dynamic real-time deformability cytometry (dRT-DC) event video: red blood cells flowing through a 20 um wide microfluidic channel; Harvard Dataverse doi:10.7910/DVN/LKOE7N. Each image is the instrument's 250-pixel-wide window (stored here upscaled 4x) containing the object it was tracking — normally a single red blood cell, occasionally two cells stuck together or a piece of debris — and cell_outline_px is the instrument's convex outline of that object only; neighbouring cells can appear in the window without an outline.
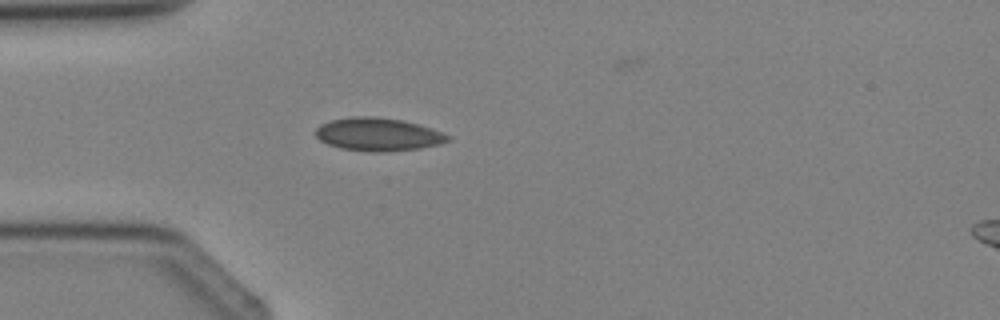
{"species": "Egyptian fruit bat (a non-hibernating species)", "species_latin": "Rousettus aegyptiacus", "temperature_condition": "cold", "stored_images_in_passage": 2, "camera_frame_rate_fps": 3000, "um_per_image_px": 0.085, "animal": {"sex": "female"}, "frame": {"image": 1, "passage_image": 2, "time_ms": 2.0, "image_size_px": [1000, 320], "cell_outline_px": [[452, 140], [440, 144], [420, 148], [384, 152], [372, 152], [340, 148], [328, 144], [320, 140], [316, 136], [316, 128], [320, 124], [332, 120], [352, 116], [376, 116], [404, 120], [432, 128], [452, 136]], "centroid_in_image_um": [32.18, 11.42], "position_along_channel_um": 52.8, "area_um2": 25.72}}